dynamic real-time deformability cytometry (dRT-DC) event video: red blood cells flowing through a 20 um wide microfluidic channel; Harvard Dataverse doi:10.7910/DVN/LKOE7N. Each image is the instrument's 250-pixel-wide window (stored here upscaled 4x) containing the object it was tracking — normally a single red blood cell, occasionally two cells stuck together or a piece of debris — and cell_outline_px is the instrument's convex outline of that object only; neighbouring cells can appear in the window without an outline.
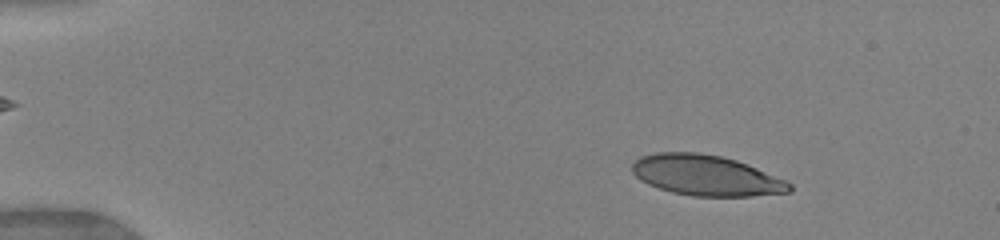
{"species": "human", "species_latin": "Homo sapiens", "temperature_condition": "warm", "stored_images_in_passage": 26, "camera_frame_rate_fps": 3000, "um_per_image_px": 0.085, "donor": {"sex": "female"}, "frame": {"image": 1, "passage_image": 3, "time_ms": 1.333, "image_size_px": [1000, 240], "cell_outline_px": [[792, 192], [752, 196], [692, 196], [672, 192], [648, 184], [640, 180], [632, 172], [632, 164], [640, 156], [656, 152], [700, 152], [720, 156], [736, 160], [748, 164], [788, 180], [792, 184]], "centroid_in_image_um": [60.05, 14.91], "position_along_channel_um": 24.9, "area_um2": 37.45}}
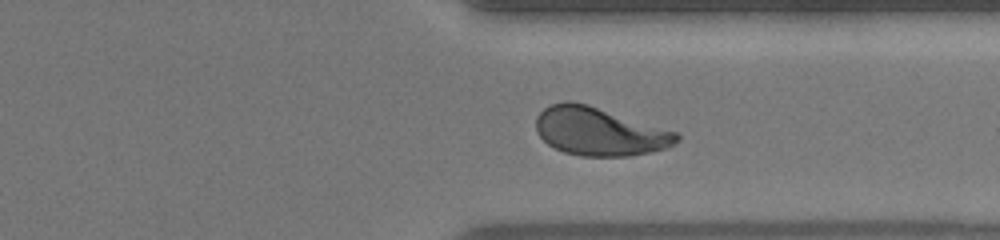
{"frame": {"image": 2, "passage_image": 22, "time_ms": 12.0, "image_size_px": [1000, 240], "cell_outline_px": [[680, 140], [668, 148], [652, 152], [628, 156], [580, 156], [564, 152], [548, 144], [536, 132], [536, 116], [544, 108], [552, 104], [564, 100], [572, 100], [588, 104], [676, 132], [680, 136]], "centroid_in_image_um": [50.94, 11.17], "position_along_channel_um": 360.5, "area_um2": 39.59}}
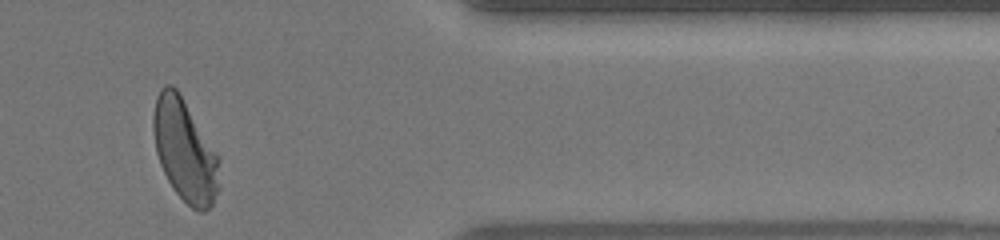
{"frame": {"image": 3, "passage_image": 24, "time_ms": 13.333, "image_size_px": [1000, 240], "cell_outline_px": [[220, 160], [216, 192], [212, 204], [204, 212], [200, 212], [192, 208], [172, 188], [160, 164], [156, 152], [152, 128], [152, 116], [156, 100], [160, 88], [164, 84], [172, 84], [180, 92], [220, 156]], "centroid_in_image_um": [15.7, 12.73], "position_along_channel_um": 395.7, "area_um2": 39.48}, "authors_computed_cell_mechanics": {"area_um2": 39.5063, "velocity_mm_per_s": 4.0213, "shape_relaxation_time_tau1_ms": 4.3801, "shape_relaxation_time_tau2_ms": 0.8069, "deformation_change_tau1": 0.2062, "deformation_change_tau2": 0.0856}}